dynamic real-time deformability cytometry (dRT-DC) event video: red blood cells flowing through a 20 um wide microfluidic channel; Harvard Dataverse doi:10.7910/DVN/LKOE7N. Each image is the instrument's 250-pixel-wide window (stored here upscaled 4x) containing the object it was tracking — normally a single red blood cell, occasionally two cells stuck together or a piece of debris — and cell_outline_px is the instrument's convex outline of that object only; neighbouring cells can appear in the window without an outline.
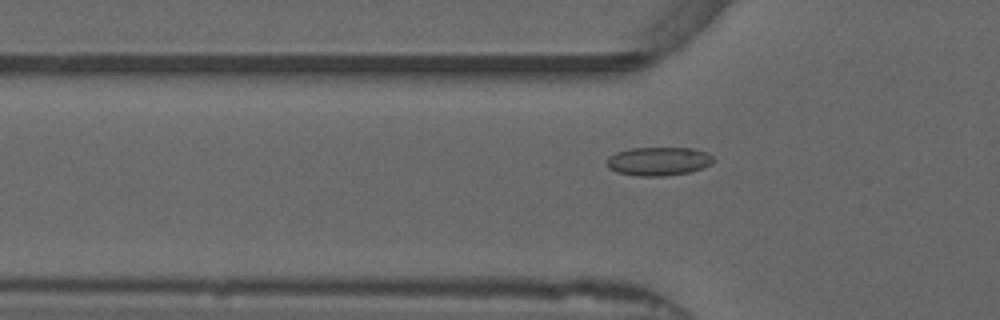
{"species": "common noctule bat (a hibernating species)", "species_latin": "Nyctalus noctula", "temperature_condition": "warm", "stored_images_in_passage": 43, "camera_frame_rate_fps": 3000, "um_per_image_px": 0.085, "animal": {"sex": "male", "forearm_length_mm": 52.5}, "frame": {"image": 1, "passage_image": 7, "time_ms": 2.0, "image_size_px": [1000, 320], "cell_outline_px": [[716, 160], [712, 164], [688, 172], [664, 176], [636, 176], [616, 172], [608, 168], [604, 164], [604, 160], [608, 156], [616, 152], [628, 148], [692, 148], [708, 152]], "centroid_in_image_um": [55.92, 13.7], "position_along_channel_um": 69.9, "area_um2": 18.09}}
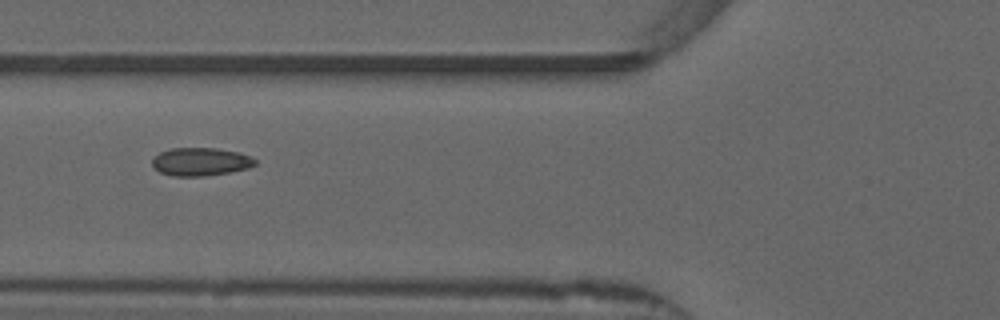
{"frame": {"image": 2, "passage_image": 10, "time_ms": 3.0, "image_size_px": [1000, 320], "cell_outline_px": [[256, 164], [248, 168], [228, 172], [204, 176], [172, 176], [160, 172], [152, 168], [152, 160], [160, 152], [172, 148], [216, 148], [240, 152], [252, 156], [256, 160]], "centroid_in_image_um": [17.05, 13.74], "position_along_channel_um": 108.7, "area_um2": 16.94}}
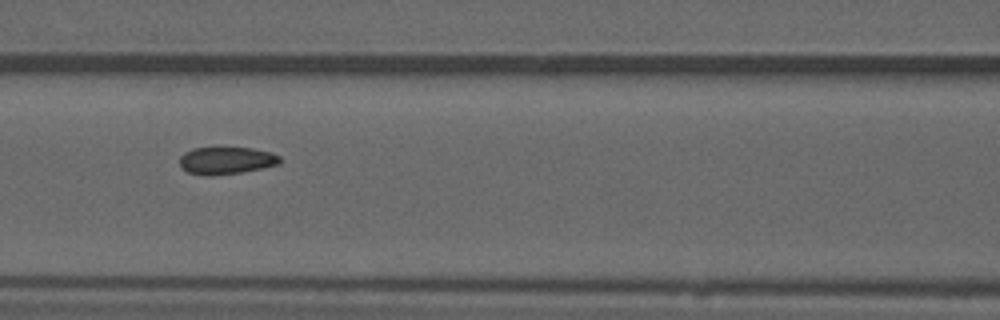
{"frame": {"image": 3, "passage_image": 13, "time_ms": 4.0, "image_size_px": [1000, 320], "cell_outline_px": [[280, 164], [240, 172], [212, 176], [204, 176], [188, 172], [180, 168], [180, 156], [184, 152], [192, 148], [252, 148], [272, 152], [280, 156]], "centroid_in_image_um": [19.2, 13.65], "position_along_channel_um": 147.4, "area_um2": 16.01}, "authors_computed_cell_mechanics": {"area_um2": 16.3574, "velocity_mm_per_s": 3.8463, "shape_relaxation_time_tau1_ms": null, "shape_relaxation_time_tau2_ms": 0.883, "deformation_change_tau1": null, "deformation_change_tau2": 0.0486}}